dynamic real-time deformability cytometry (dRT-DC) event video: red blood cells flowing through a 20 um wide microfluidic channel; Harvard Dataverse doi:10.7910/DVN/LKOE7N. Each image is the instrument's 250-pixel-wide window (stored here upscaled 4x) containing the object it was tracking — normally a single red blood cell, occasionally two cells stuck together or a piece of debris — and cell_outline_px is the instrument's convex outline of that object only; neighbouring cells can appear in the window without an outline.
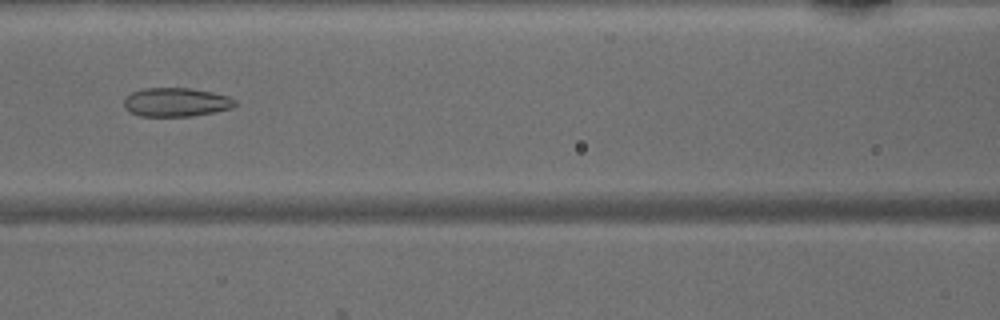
{"species": "common noctule bat (a hibernating species)", "species_latin": "Nyctalus noctula", "temperature_condition": "warm", "stored_images_in_passage": 32, "camera_frame_rate_fps": 3000, "um_per_image_px": 0.085, "animal": {"sex": "male", "body_mass_g": 15.6}, "frame": {"image": 1, "passage_image": 6, "time_ms": 1.667, "image_size_px": [1000, 320], "cell_outline_px": [[236, 104], [232, 108], [192, 116], [140, 116], [128, 112], [124, 108], [124, 100], [132, 92], [144, 88], [192, 88], [212, 92], [228, 96], [236, 100]], "centroid_in_image_um": [14.95, 8.68], "position_along_channel_um": 151.6, "area_um2": 18.67}}
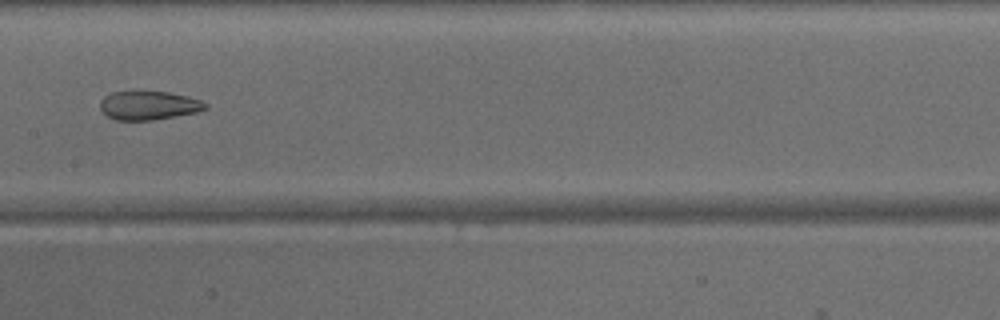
{"frame": {"image": 2, "passage_image": 9, "time_ms": 2.667, "image_size_px": [1000, 320], "cell_outline_px": [[208, 108], [196, 112], [152, 120], [116, 120], [108, 116], [100, 108], [100, 100], [104, 96], [112, 92], [168, 92], [188, 96], [200, 100], [208, 104]], "centroid_in_image_um": [12.64, 8.96], "position_along_channel_um": 194.8, "area_um2": 17.46}}
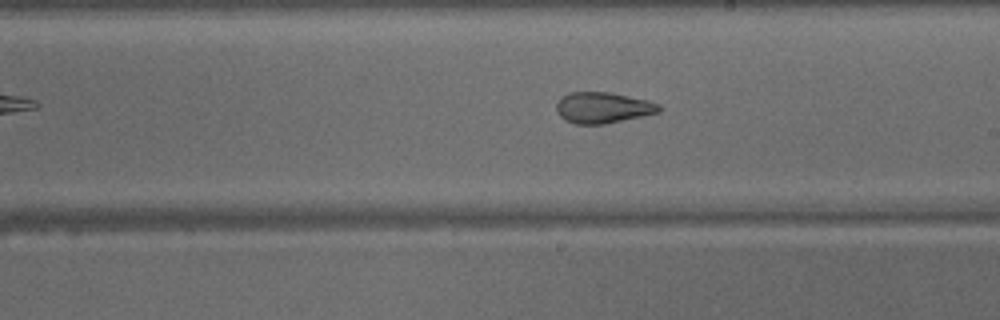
{"frame": {"image": 3, "passage_image": 12, "time_ms": 3.667, "image_size_px": [1000, 320], "cell_outline_px": [[660, 112], [604, 124], [576, 124], [564, 120], [556, 112], [556, 104], [560, 96], [568, 92], [612, 92], [648, 100], [660, 104]], "centroid_in_image_um": [51.21, 9.14], "position_along_channel_um": 237.8, "area_um2": 18.73}}